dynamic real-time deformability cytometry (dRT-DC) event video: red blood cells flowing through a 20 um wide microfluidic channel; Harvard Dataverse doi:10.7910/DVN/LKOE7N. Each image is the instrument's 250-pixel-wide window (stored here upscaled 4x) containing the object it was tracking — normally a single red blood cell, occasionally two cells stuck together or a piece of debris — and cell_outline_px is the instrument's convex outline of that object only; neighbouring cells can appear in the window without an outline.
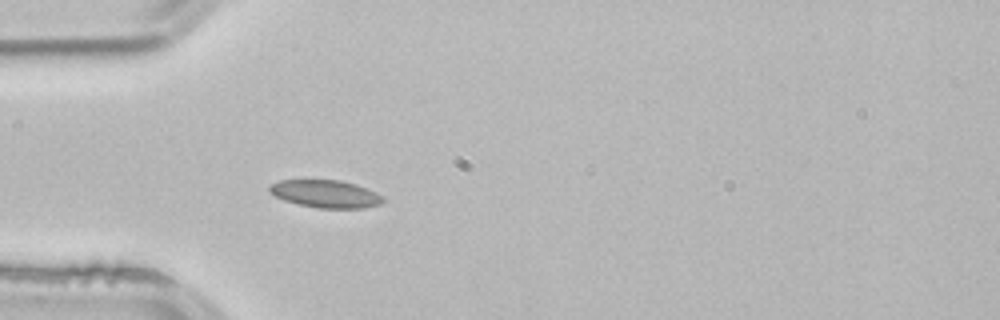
{"species": "common noctule bat (a hibernating species)", "species_latin": "Nyctalus noctula", "temperature_condition": "room temperature", "stored_images_in_passage": 3, "camera_frame_rate_fps": 3000, "um_per_image_px": 0.085, "animal": {"sex": "male", "body_mass_g": 21.5, "forearm_length_mm": 52.0}, "frame": {"image": 1, "passage_image": 3, "time_ms": 0.667, "image_size_px": [1000, 320], "cell_outline_px": [[384, 200], [380, 204], [364, 208], [320, 208], [296, 204], [284, 200], [268, 192], [268, 184], [280, 180], [340, 180], [356, 184], [384, 196]], "centroid_in_image_um": [27.64, 16.47], "position_along_channel_um": 57.4, "area_um2": 18.38}}